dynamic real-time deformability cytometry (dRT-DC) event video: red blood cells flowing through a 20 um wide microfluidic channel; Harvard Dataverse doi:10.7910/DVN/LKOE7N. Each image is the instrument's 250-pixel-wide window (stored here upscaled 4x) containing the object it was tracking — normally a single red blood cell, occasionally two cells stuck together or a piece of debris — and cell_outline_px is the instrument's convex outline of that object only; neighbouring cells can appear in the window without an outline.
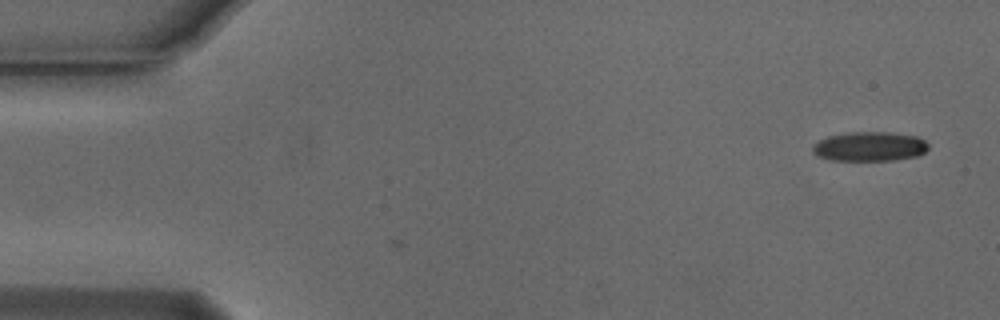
{"species": "Egyptian fruit bat (a non-hibernating species)", "species_latin": "Rousettus aegyptiacus", "temperature_condition": "cold", "stored_images_in_passage": 3, "camera_frame_rate_fps": 3000, "um_per_image_px": 0.085, "animal": {"sex": "male"}, "frame": {"image": 1, "passage_image": 3, "time_ms": 0.667, "image_size_px": [1000, 320], "cell_outline_px": [[928, 148], [920, 156], [892, 160], [828, 160], [816, 156], [812, 152], [812, 144], [828, 136], [848, 132], [888, 132], [916, 136], [924, 140], [928, 144]], "centroid_in_image_um": [73.89, 12.45], "position_along_channel_um": 11.1, "area_um2": 20.0}}